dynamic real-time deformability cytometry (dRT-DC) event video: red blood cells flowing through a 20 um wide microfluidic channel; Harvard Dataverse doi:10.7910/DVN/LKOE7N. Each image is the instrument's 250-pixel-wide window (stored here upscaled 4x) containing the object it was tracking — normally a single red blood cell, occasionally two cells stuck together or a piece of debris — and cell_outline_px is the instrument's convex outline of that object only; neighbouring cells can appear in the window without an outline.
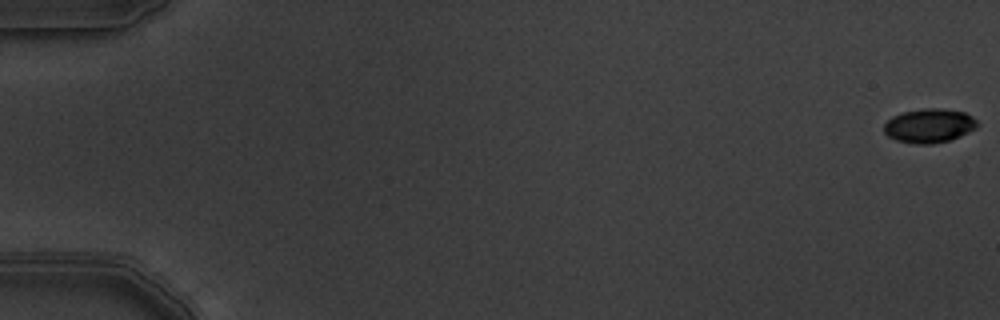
{"species": "common noctule bat (a hibernating species)", "species_latin": "Nyctalus noctula", "temperature_condition": "warm", "stored_images_in_passage": 7, "camera_frame_rate_fps": 3000, "um_per_image_px": 0.085, "animal": {"sex": "male", "body_mass_g": 19.5, "forearm_length_mm": 54.6}, "frame": {"image": 1, "passage_image": 1, "time_ms": 0.0, "image_size_px": [1000, 320], "cell_outline_px": [[980, 124], [976, 128], [960, 136], [948, 140], [932, 144], [912, 144], [896, 140], [888, 136], [884, 132], [884, 124], [892, 116], [904, 112], [924, 108], [936, 108], [964, 112], [972, 116]], "centroid_in_image_um": [78.98, 10.69], "position_along_channel_um": 6.0, "area_um2": 18.5}}
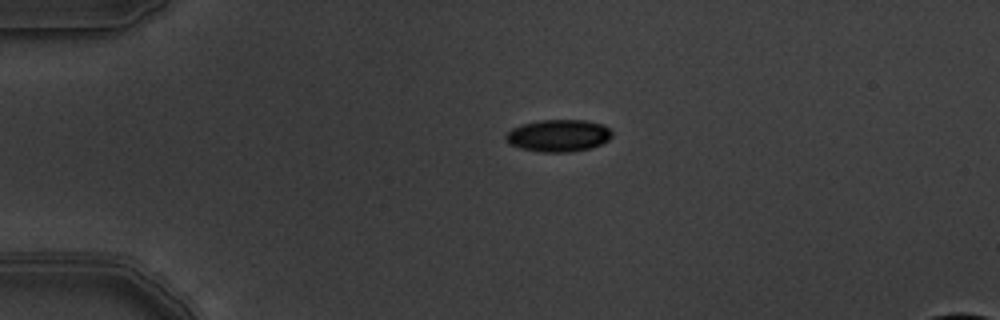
{"frame": {"image": 2, "passage_image": 5, "time_ms": 1.333, "image_size_px": [1000, 320], "cell_outline_px": [[612, 136], [608, 140], [600, 144], [588, 148], [568, 152], [540, 152], [520, 148], [508, 144], [504, 136], [512, 128], [524, 124], [540, 120], [584, 120], [604, 124], [612, 132]], "centroid_in_image_um": [47.45, 11.52], "position_along_channel_um": 37.5, "area_um2": 19.83}}